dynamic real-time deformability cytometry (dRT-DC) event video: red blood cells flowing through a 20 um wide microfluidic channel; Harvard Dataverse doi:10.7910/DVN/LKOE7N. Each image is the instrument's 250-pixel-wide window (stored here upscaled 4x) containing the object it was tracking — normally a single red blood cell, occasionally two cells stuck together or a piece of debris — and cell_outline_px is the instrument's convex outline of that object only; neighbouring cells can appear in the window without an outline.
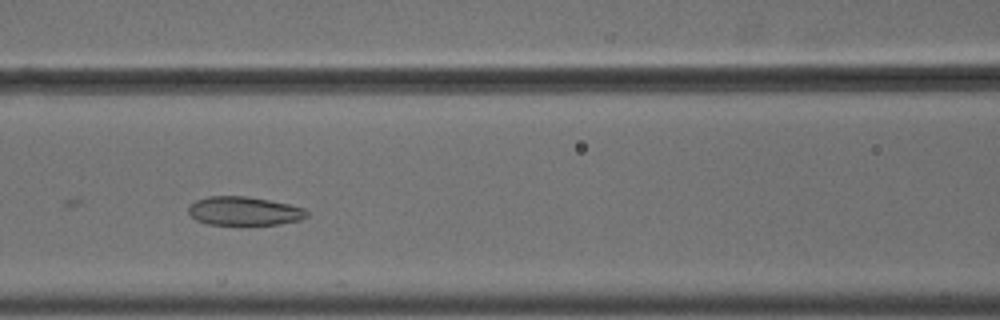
{"species": "common noctule bat (a hibernating species)", "species_latin": "Nyctalus noctula", "temperature_condition": "cold", "stored_images_in_passage": 13, "camera_frame_rate_fps": 3000, "um_per_image_px": 0.085, "animal": {"sex": "male", "body_mass_g": 18.8}, "frame": {"image": 1, "passage_image": 10, "time_ms": 3.0, "image_size_px": [1000, 320], "cell_outline_px": [[308, 216], [300, 220], [280, 224], [208, 224], [196, 220], [188, 212], [188, 208], [196, 200], [208, 196], [244, 196], [268, 200], [288, 204], [304, 208], [308, 212]], "centroid_in_image_um": [20.76, 17.93], "position_along_channel_um": 145.8, "area_um2": 19.59}}
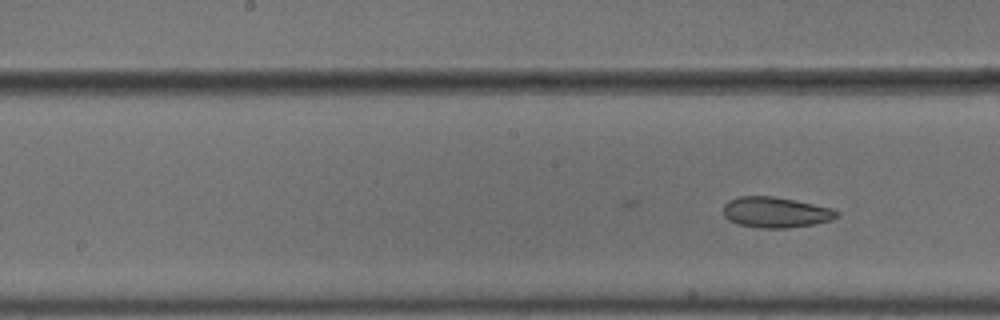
{"frame": {"image": 2, "passage_image": 13, "time_ms": 4.0, "image_size_px": [1000, 320], "cell_outline_px": [[840, 216], [832, 220], [812, 224], [788, 228], [760, 228], [736, 224], [728, 220], [724, 216], [724, 204], [728, 200], [740, 196], [772, 196], [796, 200], [832, 208], [840, 212]], "centroid_in_image_um": [65.94, 18.05], "position_along_channel_um": 182.3, "area_um2": 20.46}}